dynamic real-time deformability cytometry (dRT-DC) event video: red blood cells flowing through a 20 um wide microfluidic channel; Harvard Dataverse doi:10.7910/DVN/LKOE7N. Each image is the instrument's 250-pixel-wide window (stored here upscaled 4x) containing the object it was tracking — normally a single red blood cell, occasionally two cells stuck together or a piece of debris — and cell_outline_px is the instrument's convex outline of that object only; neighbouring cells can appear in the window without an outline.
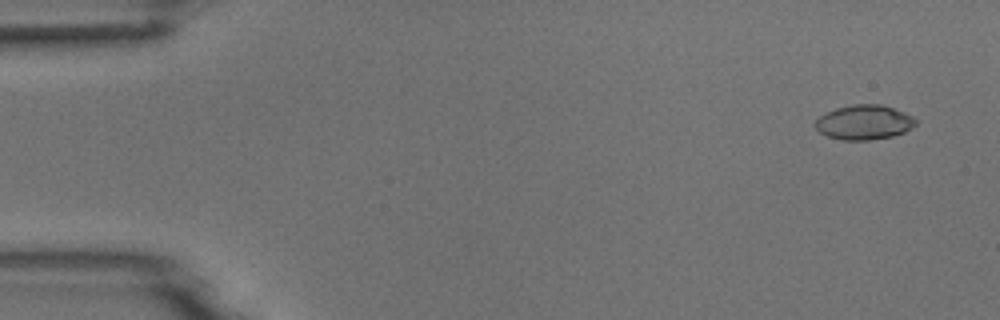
{"species": "common noctule bat (a hibernating species)", "species_latin": "Nyctalus noctula", "temperature_condition": "room temperature", "stored_images_in_passage": 4, "camera_frame_rate_fps": 3000, "um_per_image_px": 0.085, "animal": {"sex": "male", "body_mass_g": 18.8}, "frame": {"image": 1, "passage_image": 1, "time_ms": 0.0, "image_size_px": [1000, 320], "cell_outline_px": [[916, 124], [912, 128], [904, 132], [892, 136], [868, 140], [840, 140], [828, 136], [820, 132], [816, 128], [816, 120], [820, 116], [836, 108], [852, 104], [880, 104], [904, 112], [912, 116], [916, 120]], "centroid_in_image_um": [73.46, 10.4], "position_along_channel_um": 11.5, "area_um2": 20.11}}
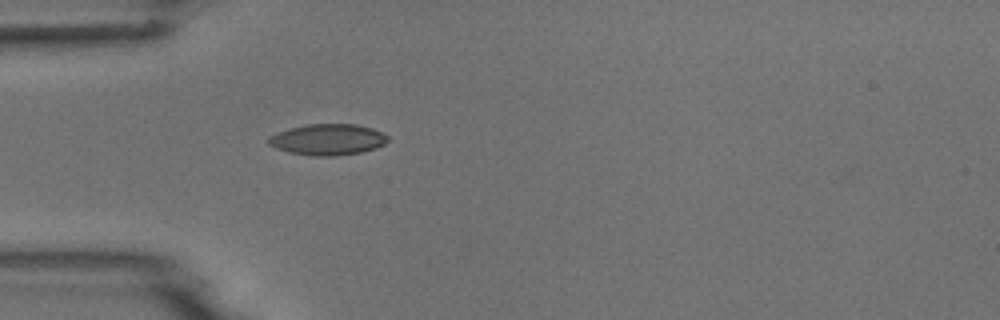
{"frame": {"image": 2, "passage_image": 4, "time_ms": 4.333, "image_size_px": [1000, 320], "cell_outline_px": [[388, 140], [384, 144], [376, 148], [360, 152], [336, 156], [312, 156], [288, 152], [276, 148], [268, 144], [268, 136], [288, 128], [308, 124], [356, 124], [372, 128], [388, 136]], "centroid_in_image_um": [27.84, 11.86], "position_along_channel_um": 57.2, "area_um2": 21.68}}